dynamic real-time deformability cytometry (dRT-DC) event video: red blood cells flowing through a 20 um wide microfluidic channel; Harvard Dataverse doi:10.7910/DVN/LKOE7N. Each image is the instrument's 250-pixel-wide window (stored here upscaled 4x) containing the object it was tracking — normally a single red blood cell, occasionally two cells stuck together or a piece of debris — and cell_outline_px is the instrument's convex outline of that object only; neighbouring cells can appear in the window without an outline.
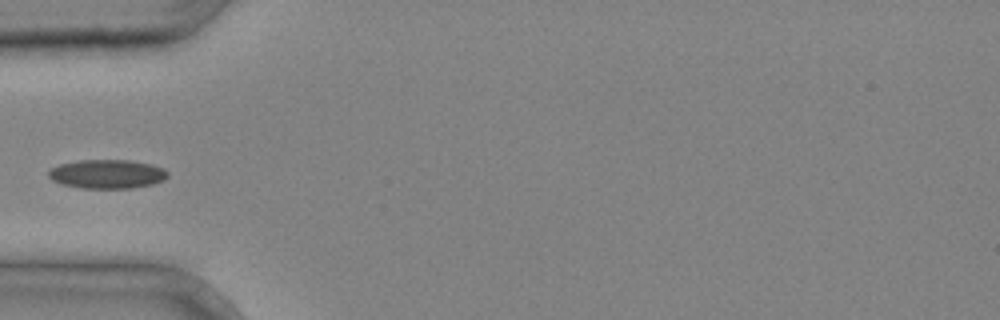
{"species": "common noctule bat (a hibernating species)", "species_latin": "Nyctalus noctula", "temperature_condition": "cold", "stored_images_in_passage": 4, "camera_frame_rate_fps": 3000, "um_per_image_px": 0.085, "animal": {"sex": "male", "body_mass_g": 20.4}, "frame": {"image": 1, "passage_image": 4, "time_ms": 1.0, "image_size_px": [1000, 320], "cell_outline_px": [[168, 176], [164, 180], [152, 184], [132, 188], [80, 188], [64, 184], [52, 180], [48, 176], [48, 172], [52, 168], [60, 164], [80, 160], [128, 160], [152, 164], [164, 168], [168, 172]], "centroid_in_image_um": [9.14, 14.79], "position_along_channel_um": 75.9, "area_um2": 20.06}}